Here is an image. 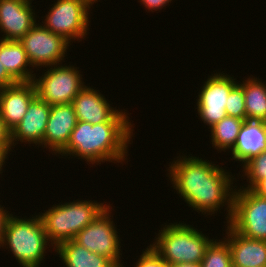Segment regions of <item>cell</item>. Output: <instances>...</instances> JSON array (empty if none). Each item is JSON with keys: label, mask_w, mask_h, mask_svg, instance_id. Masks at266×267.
Returning a JSON list of instances; mask_svg holds the SVG:
<instances>
[{"label": "cell", "mask_w": 266, "mask_h": 267, "mask_svg": "<svg viewBox=\"0 0 266 267\" xmlns=\"http://www.w3.org/2000/svg\"><path fill=\"white\" fill-rule=\"evenodd\" d=\"M179 153L169 167H166V176L187 206L198 214L214 216L220 210H226V224L230 222L233 213L234 195L238 187L235 175L230 170L222 167L224 163L216 165L204 157L189 156L184 152ZM191 155V156H190ZM223 164V165H222ZM232 176V177H231ZM235 183V184H234ZM234 184V186H233ZM236 185V186H235ZM226 207V208H225Z\"/></svg>", "instance_id": "1"}, {"label": "cell", "mask_w": 266, "mask_h": 267, "mask_svg": "<svg viewBox=\"0 0 266 267\" xmlns=\"http://www.w3.org/2000/svg\"><path fill=\"white\" fill-rule=\"evenodd\" d=\"M131 113L119 110L108 122L94 124L77 121L66 147L57 155L59 158L81 159L87 165H119L128 162V148L134 135V123L130 121ZM132 139V140H131ZM129 146V147H128ZM61 155V157H60ZM127 160V161H126ZM102 162V163H101Z\"/></svg>", "instance_id": "2"}, {"label": "cell", "mask_w": 266, "mask_h": 267, "mask_svg": "<svg viewBox=\"0 0 266 267\" xmlns=\"http://www.w3.org/2000/svg\"><path fill=\"white\" fill-rule=\"evenodd\" d=\"M26 217L14 214L8 217L1 248L9 249L20 267H40L49 252L47 249L52 247L54 250V247L48 240L40 216L32 214L30 218Z\"/></svg>", "instance_id": "3"}, {"label": "cell", "mask_w": 266, "mask_h": 267, "mask_svg": "<svg viewBox=\"0 0 266 267\" xmlns=\"http://www.w3.org/2000/svg\"><path fill=\"white\" fill-rule=\"evenodd\" d=\"M109 204L97 200L76 199L54 204L37 213L43 223L48 240L55 248L62 242L73 240Z\"/></svg>", "instance_id": "4"}, {"label": "cell", "mask_w": 266, "mask_h": 267, "mask_svg": "<svg viewBox=\"0 0 266 267\" xmlns=\"http://www.w3.org/2000/svg\"><path fill=\"white\" fill-rule=\"evenodd\" d=\"M160 229L150 245L168 265L201 263L207 247L215 239L184 221L165 223Z\"/></svg>", "instance_id": "5"}, {"label": "cell", "mask_w": 266, "mask_h": 267, "mask_svg": "<svg viewBox=\"0 0 266 267\" xmlns=\"http://www.w3.org/2000/svg\"><path fill=\"white\" fill-rule=\"evenodd\" d=\"M76 64L60 63L43 69L35 75L33 83L37 96L48 105H61L73 102L76 95L86 86L79 67Z\"/></svg>", "instance_id": "6"}, {"label": "cell", "mask_w": 266, "mask_h": 267, "mask_svg": "<svg viewBox=\"0 0 266 267\" xmlns=\"http://www.w3.org/2000/svg\"><path fill=\"white\" fill-rule=\"evenodd\" d=\"M49 5L41 24L53 33L61 35L71 45L86 40L91 22V7L83 0H55ZM44 20V21H43Z\"/></svg>", "instance_id": "7"}, {"label": "cell", "mask_w": 266, "mask_h": 267, "mask_svg": "<svg viewBox=\"0 0 266 267\" xmlns=\"http://www.w3.org/2000/svg\"><path fill=\"white\" fill-rule=\"evenodd\" d=\"M112 210H114V206L109 204L73 240L89 251L109 258L117 267H126L121 259L123 257L121 241L123 240L113 221Z\"/></svg>", "instance_id": "8"}, {"label": "cell", "mask_w": 266, "mask_h": 267, "mask_svg": "<svg viewBox=\"0 0 266 267\" xmlns=\"http://www.w3.org/2000/svg\"><path fill=\"white\" fill-rule=\"evenodd\" d=\"M228 224L247 238L266 241V197L252 189L236 188Z\"/></svg>", "instance_id": "9"}, {"label": "cell", "mask_w": 266, "mask_h": 267, "mask_svg": "<svg viewBox=\"0 0 266 267\" xmlns=\"http://www.w3.org/2000/svg\"><path fill=\"white\" fill-rule=\"evenodd\" d=\"M32 68H43L65 62L71 44L61 35L51 32L38 21L20 40ZM39 68V69H38Z\"/></svg>", "instance_id": "10"}, {"label": "cell", "mask_w": 266, "mask_h": 267, "mask_svg": "<svg viewBox=\"0 0 266 267\" xmlns=\"http://www.w3.org/2000/svg\"><path fill=\"white\" fill-rule=\"evenodd\" d=\"M196 99L198 119L209 129L215 123L227 116L225 104L230 91L238 84V80L229 73L217 71L202 82Z\"/></svg>", "instance_id": "11"}, {"label": "cell", "mask_w": 266, "mask_h": 267, "mask_svg": "<svg viewBox=\"0 0 266 267\" xmlns=\"http://www.w3.org/2000/svg\"><path fill=\"white\" fill-rule=\"evenodd\" d=\"M32 7L26 0H0V38L20 41L40 19Z\"/></svg>", "instance_id": "12"}, {"label": "cell", "mask_w": 266, "mask_h": 267, "mask_svg": "<svg viewBox=\"0 0 266 267\" xmlns=\"http://www.w3.org/2000/svg\"><path fill=\"white\" fill-rule=\"evenodd\" d=\"M51 106L36 96L28 106L23 119L11 131V144L38 145L43 148V139ZM21 143H20V142Z\"/></svg>", "instance_id": "13"}, {"label": "cell", "mask_w": 266, "mask_h": 267, "mask_svg": "<svg viewBox=\"0 0 266 267\" xmlns=\"http://www.w3.org/2000/svg\"><path fill=\"white\" fill-rule=\"evenodd\" d=\"M77 118L72 103L53 105L48 117L46 130L43 139L44 148L59 154L67 145L71 132L76 127Z\"/></svg>", "instance_id": "14"}, {"label": "cell", "mask_w": 266, "mask_h": 267, "mask_svg": "<svg viewBox=\"0 0 266 267\" xmlns=\"http://www.w3.org/2000/svg\"><path fill=\"white\" fill-rule=\"evenodd\" d=\"M36 96L33 81L17 82L0 88V117L10 131L23 119L29 104Z\"/></svg>", "instance_id": "15"}, {"label": "cell", "mask_w": 266, "mask_h": 267, "mask_svg": "<svg viewBox=\"0 0 266 267\" xmlns=\"http://www.w3.org/2000/svg\"><path fill=\"white\" fill-rule=\"evenodd\" d=\"M88 84L76 95L72 105L77 121L100 124L108 122L119 110L112 107V102L103 95L100 90Z\"/></svg>", "instance_id": "16"}, {"label": "cell", "mask_w": 266, "mask_h": 267, "mask_svg": "<svg viewBox=\"0 0 266 267\" xmlns=\"http://www.w3.org/2000/svg\"><path fill=\"white\" fill-rule=\"evenodd\" d=\"M225 236L232 255V267H266V241L247 238L225 224Z\"/></svg>", "instance_id": "17"}, {"label": "cell", "mask_w": 266, "mask_h": 267, "mask_svg": "<svg viewBox=\"0 0 266 267\" xmlns=\"http://www.w3.org/2000/svg\"><path fill=\"white\" fill-rule=\"evenodd\" d=\"M266 150V122L245 120L238 134L235 146L229 152L231 160L241 167L252 157Z\"/></svg>", "instance_id": "18"}, {"label": "cell", "mask_w": 266, "mask_h": 267, "mask_svg": "<svg viewBox=\"0 0 266 267\" xmlns=\"http://www.w3.org/2000/svg\"><path fill=\"white\" fill-rule=\"evenodd\" d=\"M0 57L7 73L16 82L33 81L34 73L27 54L20 41L0 39Z\"/></svg>", "instance_id": "19"}, {"label": "cell", "mask_w": 266, "mask_h": 267, "mask_svg": "<svg viewBox=\"0 0 266 267\" xmlns=\"http://www.w3.org/2000/svg\"><path fill=\"white\" fill-rule=\"evenodd\" d=\"M54 251L63 267H117L109 258L89 251L74 240L60 243Z\"/></svg>", "instance_id": "20"}, {"label": "cell", "mask_w": 266, "mask_h": 267, "mask_svg": "<svg viewBox=\"0 0 266 267\" xmlns=\"http://www.w3.org/2000/svg\"><path fill=\"white\" fill-rule=\"evenodd\" d=\"M247 77L238 81L243 87L246 120L266 122V81L253 75Z\"/></svg>", "instance_id": "21"}, {"label": "cell", "mask_w": 266, "mask_h": 267, "mask_svg": "<svg viewBox=\"0 0 266 267\" xmlns=\"http://www.w3.org/2000/svg\"><path fill=\"white\" fill-rule=\"evenodd\" d=\"M244 121L237 117L226 116L209 128L210 142L216 152L229 153L233 149Z\"/></svg>", "instance_id": "22"}, {"label": "cell", "mask_w": 266, "mask_h": 267, "mask_svg": "<svg viewBox=\"0 0 266 267\" xmlns=\"http://www.w3.org/2000/svg\"><path fill=\"white\" fill-rule=\"evenodd\" d=\"M207 247L201 261L202 267H232V255L228 243L215 237Z\"/></svg>", "instance_id": "23"}, {"label": "cell", "mask_w": 266, "mask_h": 267, "mask_svg": "<svg viewBox=\"0 0 266 267\" xmlns=\"http://www.w3.org/2000/svg\"><path fill=\"white\" fill-rule=\"evenodd\" d=\"M242 169L239 171V174L243 172L242 175L237 174V177L241 176V180L246 179L247 184L240 185L239 188L253 189L262 179L266 178V150L249 159Z\"/></svg>", "instance_id": "24"}, {"label": "cell", "mask_w": 266, "mask_h": 267, "mask_svg": "<svg viewBox=\"0 0 266 267\" xmlns=\"http://www.w3.org/2000/svg\"><path fill=\"white\" fill-rule=\"evenodd\" d=\"M227 116L246 120L243 87L238 83L231 91L225 104Z\"/></svg>", "instance_id": "25"}, {"label": "cell", "mask_w": 266, "mask_h": 267, "mask_svg": "<svg viewBox=\"0 0 266 267\" xmlns=\"http://www.w3.org/2000/svg\"><path fill=\"white\" fill-rule=\"evenodd\" d=\"M144 250V251H143ZM142 250V254L137 256L134 267H168V264L161 258V256L148 245L146 249Z\"/></svg>", "instance_id": "26"}, {"label": "cell", "mask_w": 266, "mask_h": 267, "mask_svg": "<svg viewBox=\"0 0 266 267\" xmlns=\"http://www.w3.org/2000/svg\"><path fill=\"white\" fill-rule=\"evenodd\" d=\"M171 1L173 0H139L137 2H141L140 4L145 7L144 10H148V12H155L162 10L163 8H167L166 6H170Z\"/></svg>", "instance_id": "27"}, {"label": "cell", "mask_w": 266, "mask_h": 267, "mask_svg": "<svg viewBox=\"0 0 266 267\" xmlns=\"http://www.w3.org/2000/svg\"><path fill=\"white\" fill-rule=\"evenodd\" d=\"M0 147H13L11 144V131L5 126L0 117Z\"/></svg>", "instance_id": "28"}, {"label": "cell", "mask_w": 266, "mask_h": 267, "mask_svg": "<svg viewBox=\"0 0 266 267\" xmlns=\"http://www.w3.org/2000/svg\"><path fill=\"white\" fill-rule=\"evenodd\" d=\"M6 208L7 207H5V206L3 207V205L0 204V249H1L2 244H3L6 221H7L8 217L12 214V212L9 211L8 208L7 209Z\"/></svg>", "instance_id": "29"}, {"label": "cell", "mask_w": 266, "mask_h": 267, "mask_svg": "<svg viewBox=\"0 0 266 267\" xmlns=\"http://www.w3.org/2000/svg\"><path fill=\"white\" fill-rule=\"evenodd\" d=\"M16 83L17 82L5 70L4 66L2 65L1 57H0V88L12 86Z\"/></svg>", "instance_id": "30"}, {"label": "cell", "mask_w": 266, "mask_h": 267, "mask_svg": "<svg viewBox=\"0 0 266 267\" xmlns=\"http://www.w3.org/2000/svg\"><path fill=\"white\" fill-rule=\"evenodd\" d=\"M13 150V147H0V174L3 173L6 161L9 159V155L12 154L10 152H13Z\"/></svg>", "instance_id": "31"}, {"label": "cell", "mask_w": 266, "mask_h": 267, "mask_svg": "<svg viewBox=\"0 0 266 267\" xmlns=\"http://www.w3.org/2000/svg\"><path fill=\"white\" fill-rule=\"evenodd\" d=\"M252 190L258 195L266 197V178L262 179Z\"/></svg>", "instance_id": "32"}, {"label": "cell", "mask_w": 266, "mask_h": 267, "mask_svg": "<svg viewBox=\"0 0 266 267\" xmlns=\"http://www.w3.org/2000/svg\"><path fill=\"white\" fill-rule=\"evenodd\" d=\"M168 267H202L201 263H178L168 265Z\"/></svg>", "instance_id": "33"}, {"label": "cell", "mask_w": 266, "mask_h": 267, "mask_svg": "<svg viewBox=\"0 0 266 267\" xmlns=\"http://www.w3.org/2000/svg\"><path fill=\"white\" fill-rule=\"evenodd\" d=\"M85 1L90 7H93V4H97L100 0H83Z\"/></svg>", "instance_id": "34"}]
</instances>
